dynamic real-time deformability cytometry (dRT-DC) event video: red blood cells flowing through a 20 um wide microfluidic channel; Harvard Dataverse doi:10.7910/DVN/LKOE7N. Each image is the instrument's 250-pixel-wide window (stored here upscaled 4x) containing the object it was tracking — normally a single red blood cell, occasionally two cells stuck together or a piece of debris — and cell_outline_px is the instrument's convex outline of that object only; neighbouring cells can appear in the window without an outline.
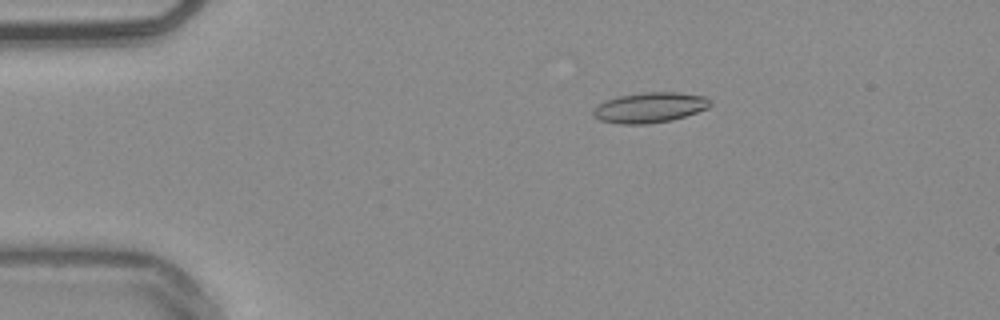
{"species": "common noctule bat (a hibernating species)", "species_latin": "Nyctalus noctula", "temperature_condition": "warm", "stored_images_in_passage": 53, "camera_frame_rate_fps": 3000, "um_per_image_px": 0.085, "animal": {"sex": "male", "body_mass_g": 20.4}, "frame": {"image": 1, "passage_image": 10, "time_ms": 3.0, "image_size_px": [1000, 320], "cell_outline_px": [[712, 104], [708, 108], [672, 120], [648, 124], [620, 124], [600, 120], [592, 116], [592, 108], [608, 100], [620, 96], [648, 92], [676, 92], [704, 96], [712, 100]], "centroid_in_image_um": [55.24, 9.15], "position_along_channel_um": 29.8, "area_um2": 20.58}}
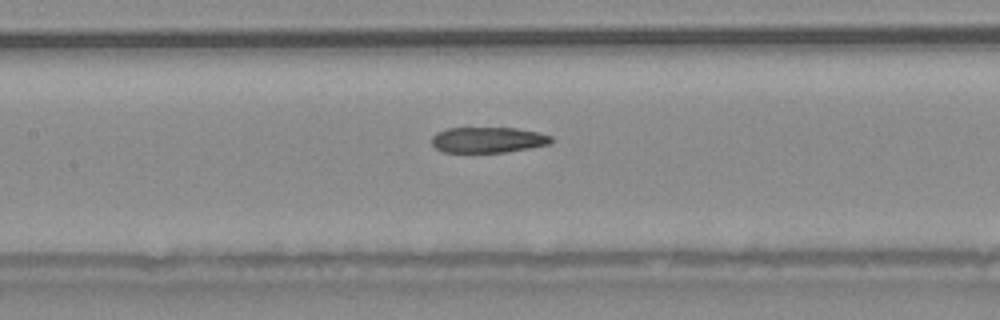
{"frame": {"image": 2, "passage_image": 25, "time_ms": 8.0, "image_size_px": [1000, 320], "cell_outline_px": [[552, 144], [504, 152], [444, 152], [436, 148], [432, 144], [432, 136], [436, 132], [448, 128], [468, 124], [516, 128], [540, 132], [552, 136]], "centroid_in_image_um": [41.45, 11.82], "position_along_channel_um": 166.0, "area_um2": 18.9}}
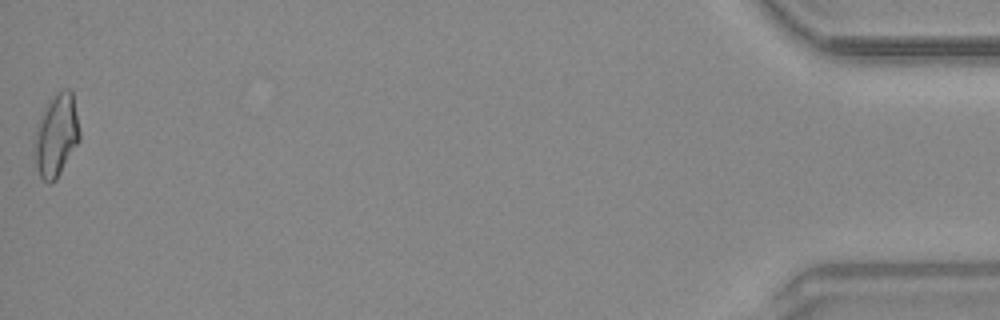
{"frame": {"image": 3, "passage_image": 53, "time_ms": 17.333, "image_size_px": [1000, 320], "cell_outline_px": [[80, 140], [56, 180], [48, 184], [40, 176], [32, 156], [32, 152], [36, 128], [44, 108], [64, 88], [68, 88], [72, 92], [80, 132]], "centroid_in_image_um": [4.76, 11.57], "position_along_channel_um": 430.4, "area_um2": 21.62}, "authors_computed_cell_mechanics": {"area_um2": 19.4786, "velocity_mm_per_s": 3.8659, "shape_relaxation_time_tau1_ms": null, "shape_relaxation_time_tau2_ms": 2.8667, "deformation_change_tau1": null, "deformation_change_tau2": 0.112}}